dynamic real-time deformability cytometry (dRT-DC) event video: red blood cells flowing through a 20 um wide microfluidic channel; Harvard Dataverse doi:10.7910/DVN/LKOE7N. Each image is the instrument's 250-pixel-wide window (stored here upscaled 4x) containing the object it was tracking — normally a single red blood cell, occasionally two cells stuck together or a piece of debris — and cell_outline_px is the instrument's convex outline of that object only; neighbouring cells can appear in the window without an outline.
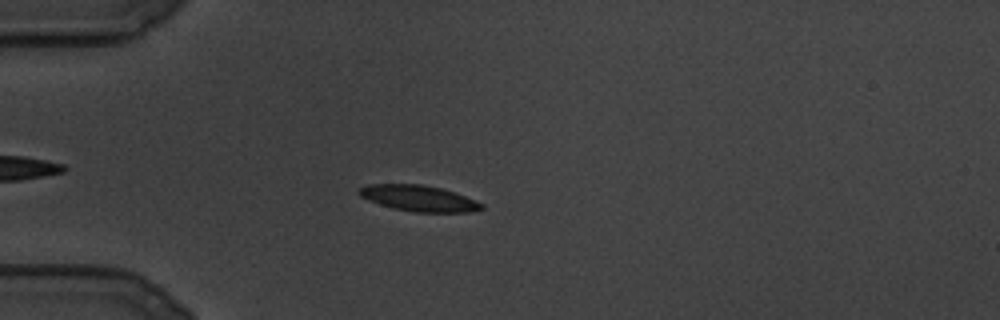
{"species": "common noctule bat (a hibernating species)", "species_latin": "Nyctalus noctula", "temperature_condition": "cold", "stored_images_in_passage": 107, "camera_frame_rate_fps": 3000, "um_per_image_px": 0.085, "animal": {"sex": "male", "body_mass_g": 19.5, "forearm_length_mm": 54.6}, "frame": {"image": 1, "passage_image": 24, "time_ms": 7.667, "image_size_px": [1000, 320], "cell_outline_px": [[484, 208], [472, 212], [416, 212], [392, 208], [368, 200], [360, 196], [356, 192], [360, 188], [368, 184], [420, 184], [440, 188], [476, 200], [484, 204]], "centroid_in_image_um": [35.59, 16.86], "position_along_channel_um": 49.4, "area_um2": 18.44}}
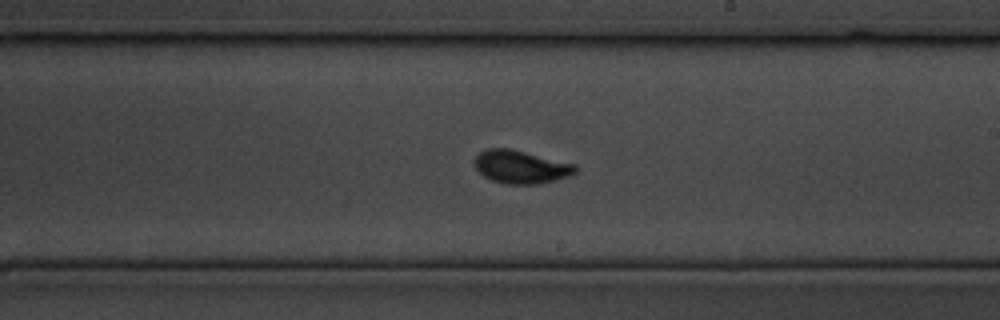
{"frame": {"image": 2, "passage_image": 60, "time_ms": 19.667, "image_size_px": [1000, 320], "cell_outline_px": [[576, 172], [572, 176], [556, 180], [536, 184], [504, 184], [492, 180], [484, 176], [476, 168], [472, 160], [480, 152], [488, 148], [508, 148], [576, 164]], "centroid_in_image_um": [44.27, 14.19], "position_along_channel_um": 244.7, "area_um2": 19.48}}
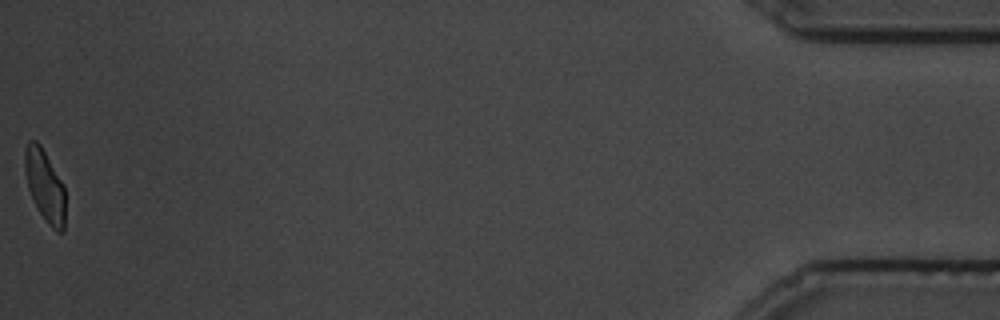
{"frame": {"image": 3, "passage_image": 107, "time_ms": 35.333, "image_size_px": [1000, 320], "cell_outline_px": [[64, 232], [56, 232], [48, 224], [40, 212], [28, 188], [24, 168], [24, 148], [28, 140], [36, 140], [40, 144], [64, 184]], "centroid_in_image_um": [3.8, 15.74], "position_along_channel_um": 431.4, "area_um2": 16.88}}